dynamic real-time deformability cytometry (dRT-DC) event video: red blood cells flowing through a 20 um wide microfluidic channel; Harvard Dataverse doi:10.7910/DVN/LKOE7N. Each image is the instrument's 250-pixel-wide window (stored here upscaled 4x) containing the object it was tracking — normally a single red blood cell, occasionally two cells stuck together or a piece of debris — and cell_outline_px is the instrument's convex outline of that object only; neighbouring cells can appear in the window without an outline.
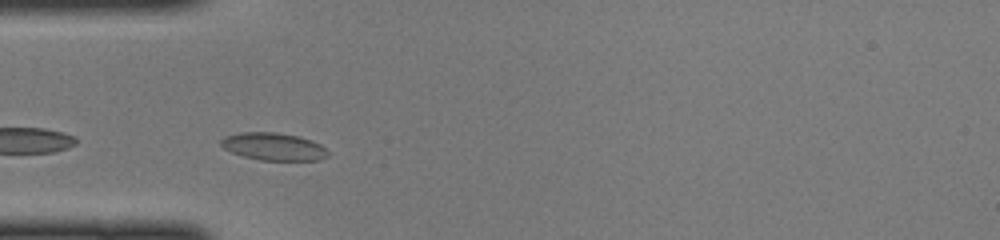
{"species": "common noctule bat (a hibernating species)", "species_latin": "Nyctalus noctula", "temperature_condition": "cold", "stored_images_in_passage": 20, "camera_frame_rate_fps": 3000, "um_per_image_px": 0.085, "animal": {"sex": "female", "body_mass_g": 22.0, "forearm_length_mm": 56.7}, "frame": {"image": 1, "passage_image": 6, "time_ms": 1.667, "image_size_px": [1000, 240], "cell_outline_px": [[328, 156], [320, 160], [260, 160], [244, 156], [232, 152], [224, 148], [220, 144], [220, 140], [224, 136], [240, 132], [276, 132], [296, 136], [312, 140], [320, 144], [328, 152]], "centroid_in_image_um": [23.24, 12.45], "position_along_channel_um": 61.8, "area_um2": 17.11}}
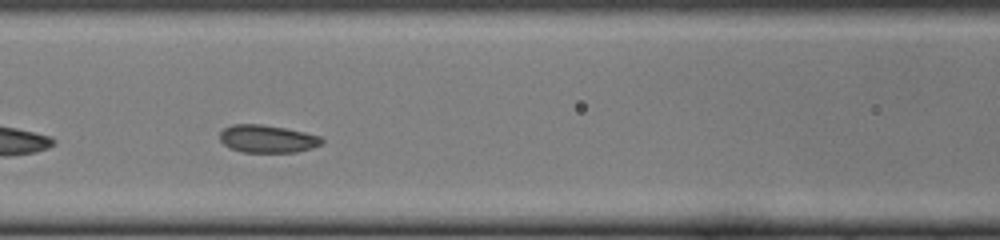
{"frame": {"image": 2, "passage_image": 12, "time_ms": 3.667, "image_size_px": [1000, 240], "cell_outline_px": [[324, 140], [320, 144], [312, 148], [296, 152], [240, 152], [228, 148], [220, 140], [220, 132], [224, 128], [232, 124], [260, 124], [284, 128], [304, 132], [320, 136]], "centroid_in_image_um": [22.69, 11.8], "position_along_channel_um": 143.9, "area_um2": 16.47}}
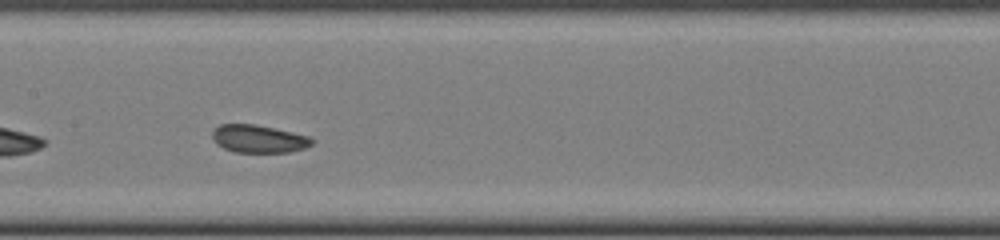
{"frame": {"image": 3, "passage_image": 15, "time_ms": 4.667, "image_size_px": [1000, 240], "cell_outline_px": [[316, 140], [312, 144], [304, 148], [288, 152], [232, 152], [216, 144], [212, 136], [212, 132], [220, 124], [252, 124], [292, 132], [308, 136]], "centroid_in_image_um": [21.98, 11.81], "position_along_channel_um": 185.4, "area_um2": 16.01}}